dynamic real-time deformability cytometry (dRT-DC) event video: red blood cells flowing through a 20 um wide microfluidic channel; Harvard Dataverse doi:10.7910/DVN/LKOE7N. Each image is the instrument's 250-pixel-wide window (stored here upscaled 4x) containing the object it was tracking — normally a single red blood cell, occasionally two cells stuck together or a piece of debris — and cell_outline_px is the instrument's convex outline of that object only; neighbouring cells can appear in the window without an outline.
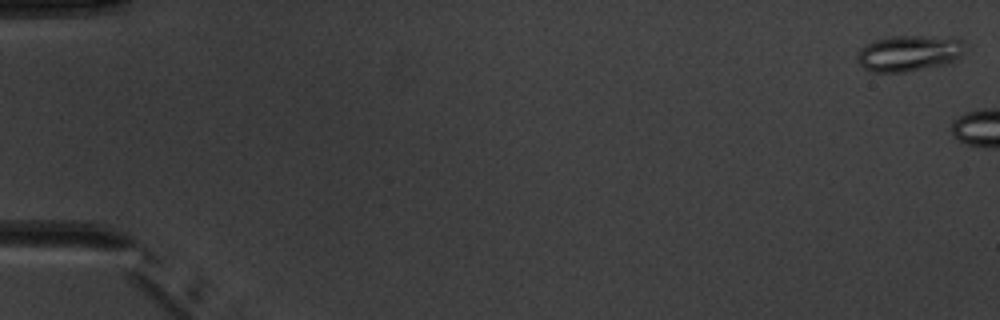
{"species": "common noctule bat (a hibernating species)", "species_latin": "Nyctalus noctula", "temperature_condition": "warm", "stored_images_in_passage": 10, "camera_frame_rate_fps": 3000, "um_per_image_px": 0.085, "animal": {"sex": "male", "body_mass_g": 20.1, "forearm_length_mm": 53.5}, "frame": {"image": 1, "passage_image": 1, "time_ms": 0.0, "image_size_px": [1000, 320], "cell_outline_px": [[968, 44], [960, 56], [952, 64], [904, 72], [872, 72], [864, 68], [856, 60], [856, 56], [860, 48], [864, 44], [872, 40], [888, 36], [956, 36], [964, 40]], "centroid_in_image_um": [77.33, 4.5], "position_along_channel_um": 7.7, "area_um2": 23.58}}
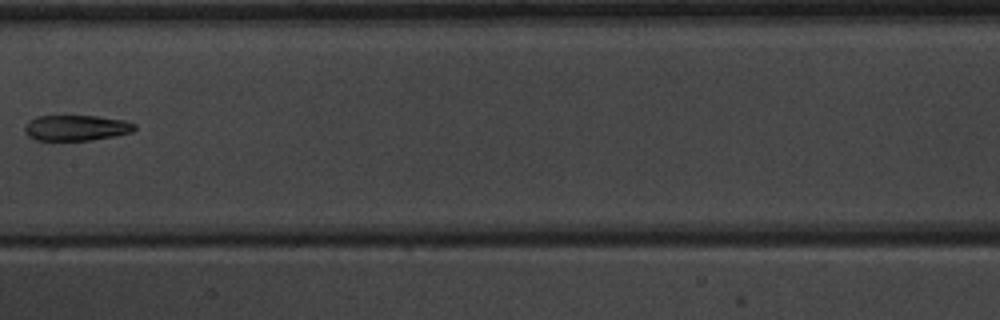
{"frame": {"image": 2, "passage_image": 9, "time_ms": 10.333, "image_size_px": [1000, 320], "cell_outline_px": [[136, 128], [132, 132], [92, 140], [36, 140], [28, 136], [24, 132], [24, 128], [28, 120], [36, 116], [96, 116], [124, 120], [136, 124]], "centroid_in_image_um": [6.45, 10.86], "position_along_channel_um": 200.9, "area_um2": 16.42}}
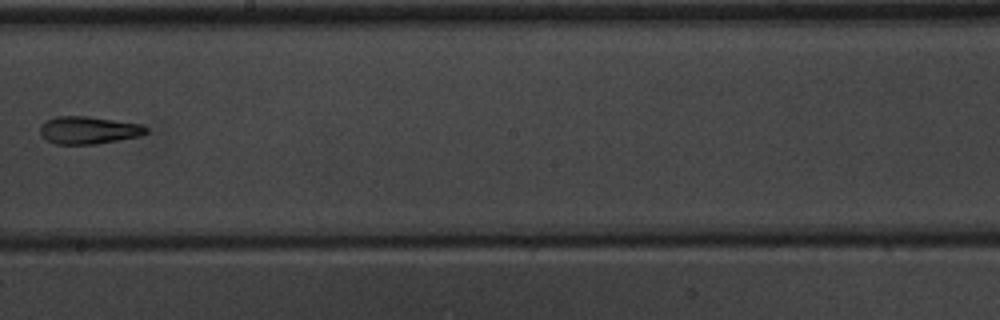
{"frame": {"image": 3, "passage_image": 10, "time_ms": 11.333, "image_size_px": [1000, 320], "cell_outline_px": [[148, 132], [140, 136], [96, 144], [56, 144], [48, 140], [40, 132], [40, 124], [56, 116], [88, 116], [144, 124], [148, 128]], "centroid_in_image_um": [7.57, 11.05], "position_along_channel_um": 240.6, "area_um2": 17.05}}